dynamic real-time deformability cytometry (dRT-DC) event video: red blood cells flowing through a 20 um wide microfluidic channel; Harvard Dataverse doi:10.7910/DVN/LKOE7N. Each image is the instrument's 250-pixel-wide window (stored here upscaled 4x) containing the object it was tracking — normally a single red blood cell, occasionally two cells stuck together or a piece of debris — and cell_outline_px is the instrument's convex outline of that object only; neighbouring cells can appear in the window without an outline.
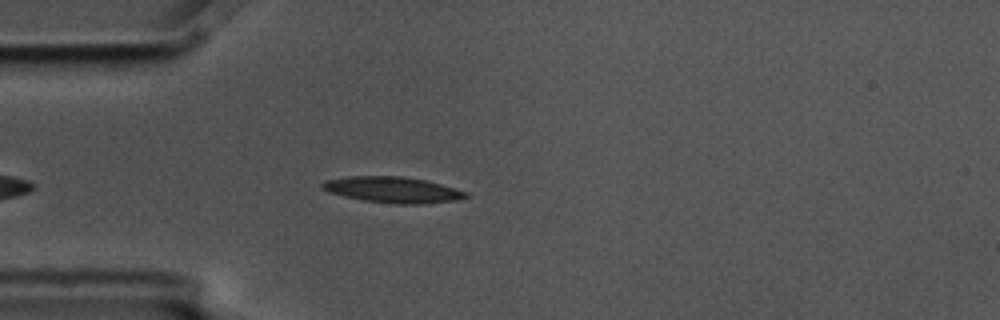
{"species": "common noctule bat (a hibernating species)", "species_latin": "Nyctalus noctula", "temperature_condition": "cold", "stored_images_in_passage": 1, "camera_frame_rate_fps": 3000, "um_per_image_px": 0.085, "animal": {"sex": "male", "body_mass_g": 17.5, "forearm_length_mm": 52.3}, "frame": {"image": 1, "passage_image": 1, "time_ms": 0.0, "image_size_px": [1000, 320], "cell_outline_px": [[472, 196], [456, 200], [424, 204], [392, 204], [364, 200], [344, 196], [328, 192], [320, 188], [320, 184], [324, 180], [348, 176], [400, 176], [424, 180], [440, 184], [468, 192]], "centroid_in_image_um": [33.36, 16.13], "position_along_channel_um": 51.6, "area_um2": 21.85}}